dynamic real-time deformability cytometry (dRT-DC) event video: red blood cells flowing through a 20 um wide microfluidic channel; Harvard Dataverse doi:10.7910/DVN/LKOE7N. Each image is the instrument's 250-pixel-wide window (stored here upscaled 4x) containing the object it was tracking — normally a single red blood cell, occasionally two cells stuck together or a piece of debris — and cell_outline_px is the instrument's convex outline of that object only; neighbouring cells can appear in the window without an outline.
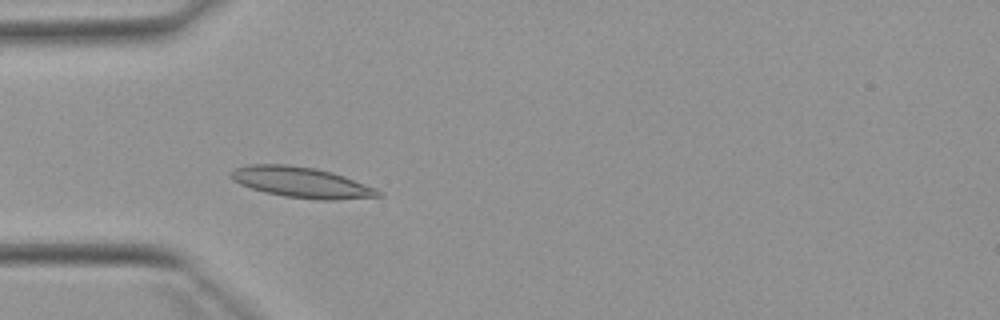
{"species": "Egyptian fruit bat (a non-hibernating species)", "species_latin": "Rousettus aegyptiacus", "temperature_condition": "warm", "stored_images_in_passage": 50, "camera_frame_rate_fps": 3000, "um_per_image_px": 0.085, "animal": {"sex": "female"}, "frame": {"image": 1, "passage_image": 13, "time_ms": 4.0, "image_size_px": [1000, 320], "cell_outline_px": [[384, 196], [340, 200], [316, 200], [284, 196], [264, 192], [240, 184], [232, 180], [228, 176], [236, 168], [248, 164], [288, 164], [316, 168], [332, 172], [344, 176], [376, 188], [384, 192]], "centroid_in_image_um": [25.66, 15.51], "position_along_channel_um": 59.3, "area_um2": 26.59}}
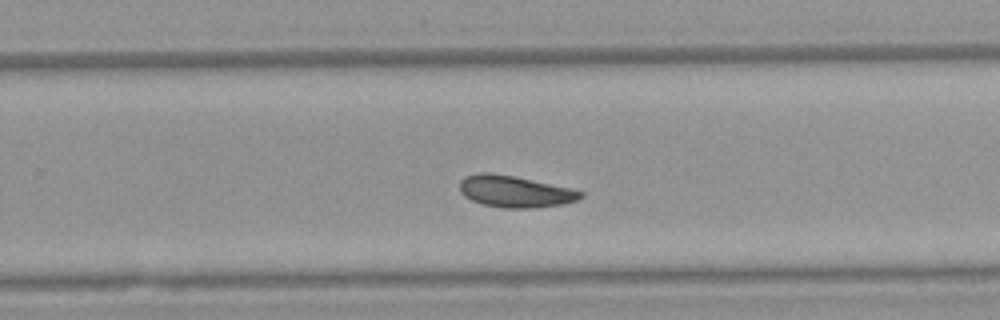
{"frame": {"image": 2, "passage_image": 31, "time_ms": 10.0, "image_size_px": [1000, 320], "cell_outline_px": [[584, 196], [576, 200], [564, 204], [536, 208], [500, 208], [480, 204], [464, 196], [460, 192], [460, 180], [468, 176], [480, 172], [488, 172], [512, 176], [572, 188], [584, 192]], "centroid_in_image_um": [43.78, 16.29], "position_along_channel_um": 286.0, "area_um2": 22.37}}
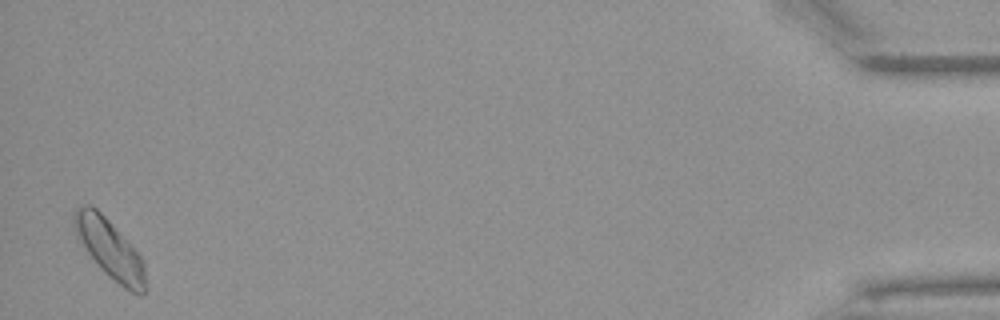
{"frame": {"image": 3, "passage_image": 49, "time_ms": 16.0, "image_size_px": [1000, 320], "cell_outline_px": [[148, 288], [144, 296], [140, 296], [124, 288], [108, 276], [96, 264], [80, 240], [72, 224], [72, 216], [76, 208], [84, 204], [88, 204], [96, 208], [108, 220], [144, 260]], "centroid_in_image_um": [9.37, 21.21], "position_along_channel_um": 425.8, "area_um2": 24.57}, "authors_computed_cell_mechanics": {"area_um2": 22.4264, "velocity_mm_per_s": 3.8396, "shape_relaxation_time_tau1_ms": 5.2395, "shape_relaxation_time_tau2_ms": 5.3102, "deformation_change_tau1": 0.1335, "deformation_change_tau2": 0.0883}}